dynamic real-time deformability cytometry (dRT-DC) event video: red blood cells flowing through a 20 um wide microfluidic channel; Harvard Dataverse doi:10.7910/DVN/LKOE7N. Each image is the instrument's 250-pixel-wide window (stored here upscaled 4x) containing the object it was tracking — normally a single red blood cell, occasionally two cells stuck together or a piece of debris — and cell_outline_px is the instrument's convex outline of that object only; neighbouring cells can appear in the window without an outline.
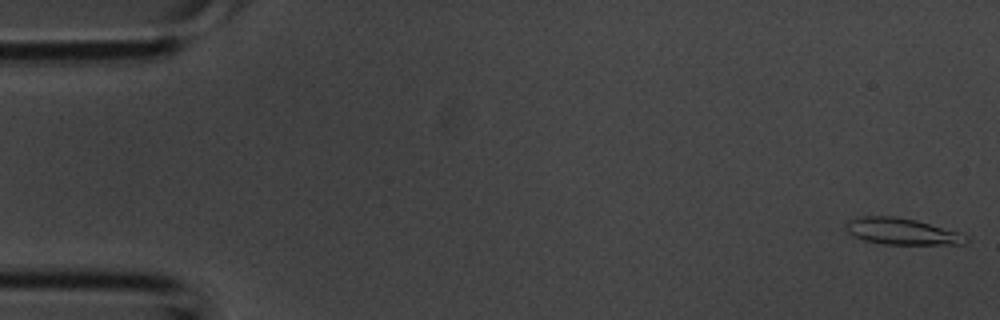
{"species": "common noctule bat (a hibernating species)", "species_latin": "Nyctalus noctula", "temperature_condition": "room temperature", "stored_images_in_passage": 5, "camera_frame_rate_fps": 3000, "um_per_image_px": 0.085, "animal": {"sex": "male", "body_mass_g": 20.1, "forearm_length_mm": 53.5}, "frame": {"image": 1, "passage_image": 1, "time_ms": 0.0, "image_size_px": [1000, 320], "cell_outline_px": [[968, 240], [964, 244], [884, 244], [864, 240], [852, 236], [844, 228], [844, 224], [848, 220], [856, 216], [892, 216], [916, 220], [960, 232], [968, 236]], "centroid_in_image_um": [76.61, 19.66], "position_along_channel_um": 8.4, "area_um2": 18.67}}
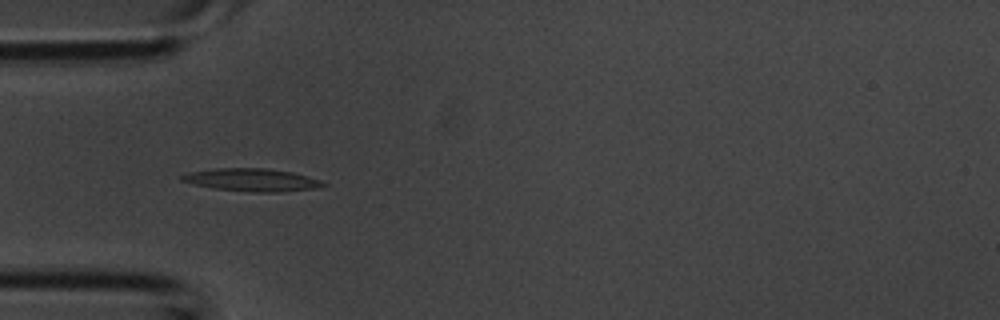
{"frame": {"image": 2, "passage_image": 4, "time_ms": 1.0, "image_size_px": [1000, 320], "cell_outline_px": [[328, 184], [312, 188], [276, 192], [256, 192], [216, 188], [196, 184], [180, 180], [180, 176], [188, 172], [216, 168], [268, 168], [292, 172], [308, 176], [320, 180]], "centroid_in_image_um": [21.4, 15.27], "position_along_channel_um": 63.6, "area_um2": 18.38}}
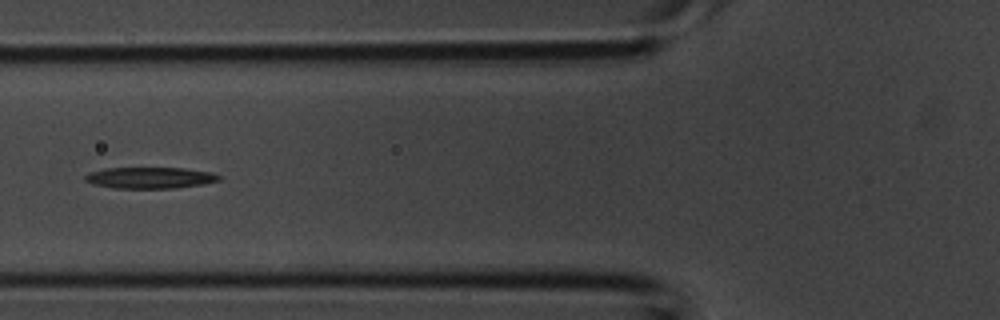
{"frame": {"image": 3, "passage_image": 5, "time_ms": 1.333, "image_size_px": [1000, 320], "cell_outline_px": [[220, 180], [204, 184], [172, 188], [112, 188], [92, 184], [84, 180], [84, 176], [88, 172], [104, 168], [184, 168], [212, 172], [220, 176]], "centroid_in_image_um": [12.71, 15.11], "position_along_channel_um": 113.1, "area_um2": 16.7}}